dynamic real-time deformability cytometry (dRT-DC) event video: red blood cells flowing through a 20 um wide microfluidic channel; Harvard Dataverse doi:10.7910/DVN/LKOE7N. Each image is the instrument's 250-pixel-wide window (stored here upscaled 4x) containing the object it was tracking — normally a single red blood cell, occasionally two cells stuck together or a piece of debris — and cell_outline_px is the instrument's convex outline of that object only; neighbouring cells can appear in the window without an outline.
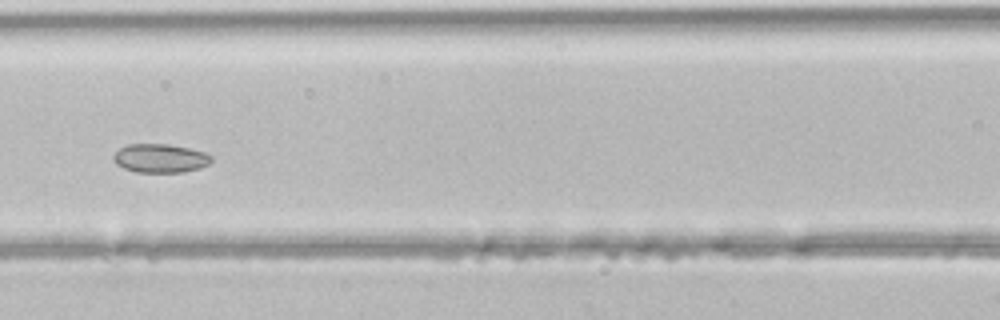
{"species": "common noctule bat (a hibernating species)", "species_latin": "Nyctalus noctula", "temperature_condition": "room temperature", "stored_images_in_passage": 50, "camera_frame_rate_fps": 3000, "um_per_image_px": 0.085, "animal": {"sex": "male", "body_mass_g": 21.5, "forearm_length_mm": 52.0}, "frame": {"image": 1, "passage_image": 22, "time_ms": 7.0, "image_size_px": [1000, 320], "cell_outline_px": [[212, 160], [208, 164], [200, 168], [184, 172], [136, 172], [124, 168], [116, 164], [112, 160], [112, 156], [120, 148], [128, 144], [168, 144], [188, 148], [204, 152], [212, 156]], "centroid_in_image_um": [13.6, 13.45], "position_along_channel_um": 153.0, "area_um2": 16.42}}
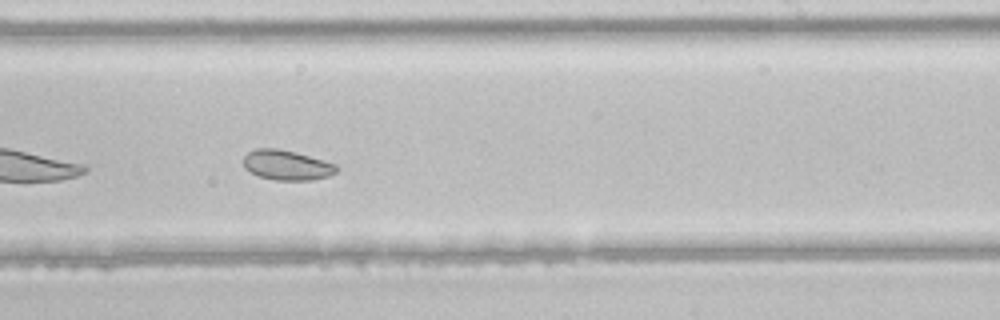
{"frame": {"image": 2, "passage_image": 30, "time_ms": 9.667, "image_size_px": [1000, 320], "cell_outline_px": [[340, 168], [336, 172], [328, 176], [312, 180], [276, 180], [260, 176], [244, 168], [244, 156], [248, 152], [256, 148], [276, 148], [296, 152], [324, 160], [336, 164]], "centroid_in_image_um": [24.4, 14.03], "position_along_channel_um": 264.6, "area_um2": 16.24}}
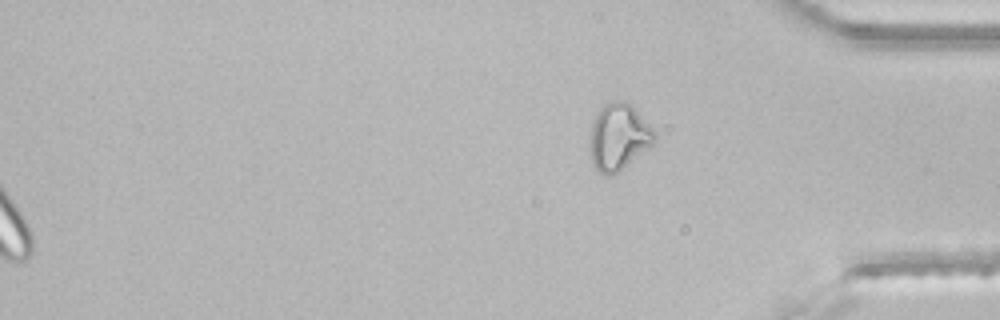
{"frame": {"image": 3, "passage_image": 50, "time_ms": 16.333, "image_size_px": [1000, 320], "cell_outline_px": [[656, 140], [648, 148], [616, 172], [608, 176], [604, 176], [592, 164], [588, 152], [588, 136], [596, 112], [604, 104], [612, 100], [624, 100], [652, 128], [656, 136]], "centroid_in_image_um": [52.5, 11.64], "position_along_channel_um": 382.7, "area_um2": 24.91}}